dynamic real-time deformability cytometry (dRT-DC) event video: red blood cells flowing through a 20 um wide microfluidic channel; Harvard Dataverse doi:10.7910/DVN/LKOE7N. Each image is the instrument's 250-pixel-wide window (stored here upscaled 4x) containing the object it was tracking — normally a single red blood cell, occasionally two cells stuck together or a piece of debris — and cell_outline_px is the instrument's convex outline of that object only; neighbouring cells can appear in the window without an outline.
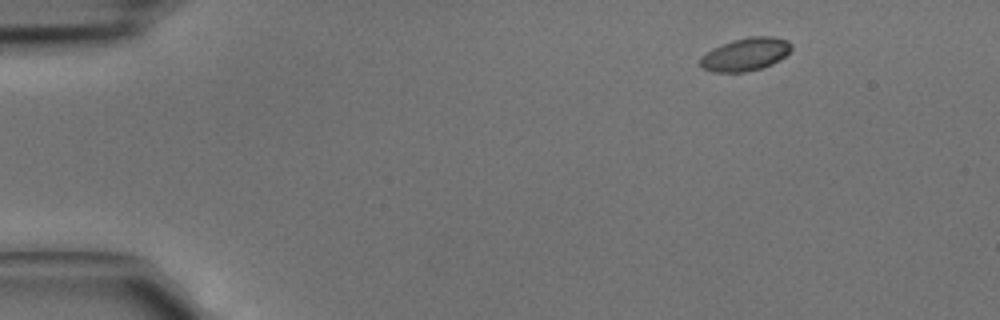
{"species": "common noctule bat (a hibernating species)", "species_latin": "Nyctalus noctula", "temperature_condition": "cold", "stored_images_in_passage": 4, "segment_of_instrument_passage": [1, 2], "camera_frame_rate_fps": 3000, "um_per_image_px": 0.085, "animal": {"sex": "male", "body_mass_g": 15.6}, "frame": {"image": 1, "passage_image": 1, "time_ms": 0.0, "image_size_px": [1000, 320], "cell_outline_px": [[792, 48], [780, 60], [772, 64], [760, 68], [744, 72], [712, 72], [704, 68], [700, 64], [700, 56], [712, 48], [732, 40], [748, 36], [772, 36], [788, 40], [792, 44]], "centroid_in_image_um": [63.36, 4.6], "position_along_channel_um": 21.6, "area_um2": 17.57}}
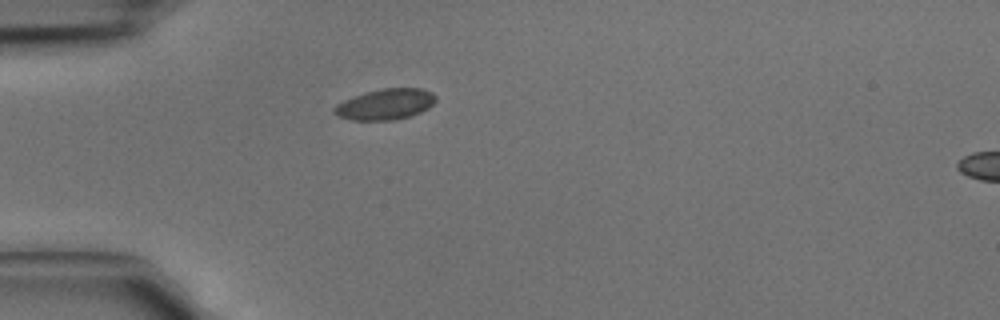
{"frame": {"image": 2, "passage_image": 3, "time_ms": 0.667, "image_size_px": [1000, 320], "cell_outline_px": [[436, 100], [428, 108], [420, 112], [408, 116], [392, 120], [352, 120], [340, 116], [332, 112], [332, 108], [336, 104], [352, 96], [380, 88], [420, 88], [432, 92], [436, 96]], "centroid_in_image_um": [32.73, 8.85], "position_along_channel_um": 52.3, "area_um2": 18.21}}